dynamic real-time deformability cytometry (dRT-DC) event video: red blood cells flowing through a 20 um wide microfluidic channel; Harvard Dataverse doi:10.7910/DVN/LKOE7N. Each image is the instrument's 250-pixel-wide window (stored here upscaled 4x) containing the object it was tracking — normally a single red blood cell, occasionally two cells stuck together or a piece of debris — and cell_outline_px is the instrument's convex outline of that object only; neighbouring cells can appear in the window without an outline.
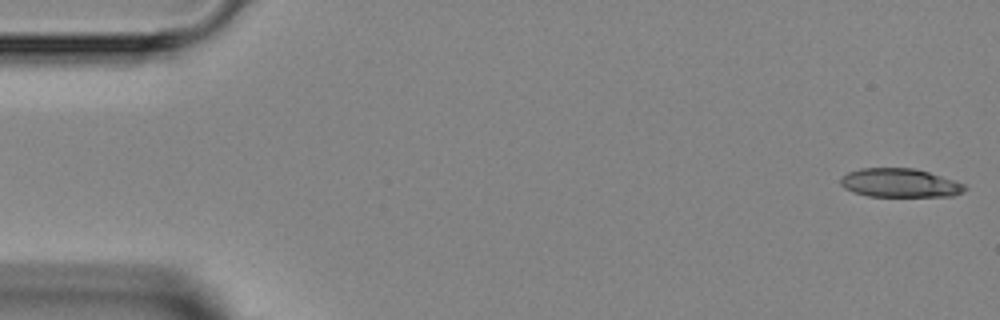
{"species": "Egyptian fruit bat (a non-hibernating species)", "species_latin": "Rousettus aegyptiacus", "temperature_condition": "room temperature", "stored_images_in_passage": 3, "segment_of_instrument_passage": [2, 2], "camera_frame_rate_fps": 3000, "um_per_image_px": 0.085, "animal": {"sex": "female"}, "frame": {"image": 1, "passage_image": 3, "time_ms": 2.333, "image_size_px": [1000, 320], "cell_outline_px": [[968, 188], [952, 196], [868, 196], [852, 192], [844, 188], [840, 184], [840, 180], [848, 172], [860, 168], [912, 168], [928, 172], [964, 184]], "centroid_in_image_um": [76.44, 15.55], "position_along_channel_um": 8.6, "area_um2": 20.58}}